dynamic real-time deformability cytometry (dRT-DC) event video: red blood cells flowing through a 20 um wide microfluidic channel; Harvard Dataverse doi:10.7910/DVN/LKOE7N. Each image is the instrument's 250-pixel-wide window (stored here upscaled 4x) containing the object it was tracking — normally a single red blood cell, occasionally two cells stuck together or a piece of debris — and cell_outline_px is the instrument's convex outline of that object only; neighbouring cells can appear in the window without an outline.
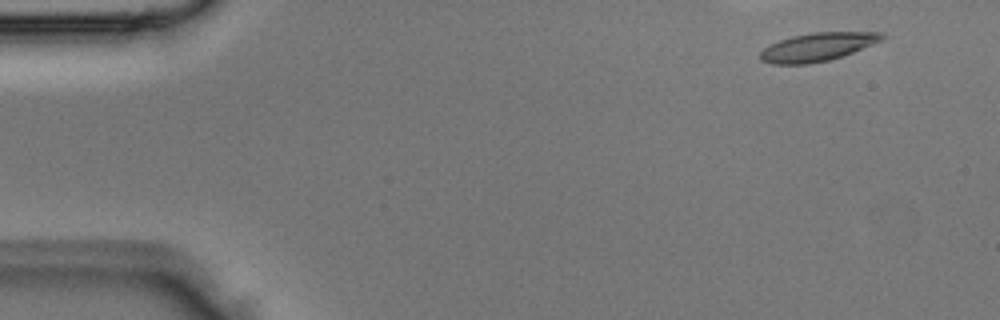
{"species": "Egyptian fruit bat (a non-hibernating species)", "species_latin": "Rousettus aegyptiacus", "temperature_condition": "room temperature", "stored_images_in_passage": 4, "camera_frame_rate_fps": 3000, "um_per_image_px": 0.085, "animal": {"sex": "male"}, "frame": {"image": 1, "passage_image": 1, "time_ms": 0.0, "image_size_px": [1000, 320], "cell_outline_px": [[884, 36], [880, 40], [852, 52], [828, 60], [808, 64], [772, 64], [760, 60], [760, 52], [764, 48], [780, 40], [812, 32], [884, 32]], "centroid_in_image_um": [69.45, 3.99], "position_along_channel_um": 15.6, "area_um2": 19.59}}